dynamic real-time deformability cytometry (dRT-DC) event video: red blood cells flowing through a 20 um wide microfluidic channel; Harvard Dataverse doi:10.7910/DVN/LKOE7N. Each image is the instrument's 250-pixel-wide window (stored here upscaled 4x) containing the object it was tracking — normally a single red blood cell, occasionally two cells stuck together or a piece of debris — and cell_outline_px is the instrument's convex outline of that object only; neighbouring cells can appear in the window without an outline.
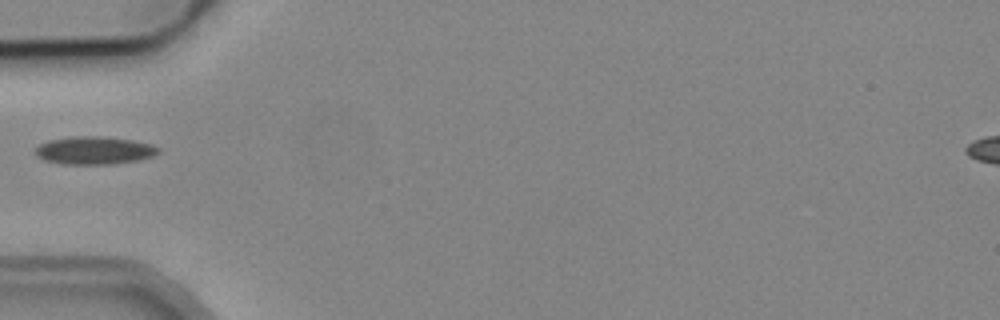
{"species": "common noctule bat (a hibernating species)", "species_latin": "Nyctalus noctula", "temperature_condition": "cold", "stored_images_in_passage": 36, "camera_frame_rate_fps": 3000, "um_per_image_px": 0.085, "animal": {"sex": "male", "body_mass_g": 19.2, "forearm_length_mm": 51.8}, "frame": {"image": 1, "passage_image": 1, "time_ms": 0.0, "image_size_px": [1000, 320], "cell_outline_px": [[160, 152], [152, 156], [140, 160], [112, 164], [60, 164], [44, 160], [36, 156], [36, 148], [40, 144], [48, 140], [72, 136], [100, 136], [132, 140], [152, 144], [160, 148]], "centroid_in_image_um": [8.02, 12.79], "position_along_channel_um": 77.0, "area_um2": 20.11}}
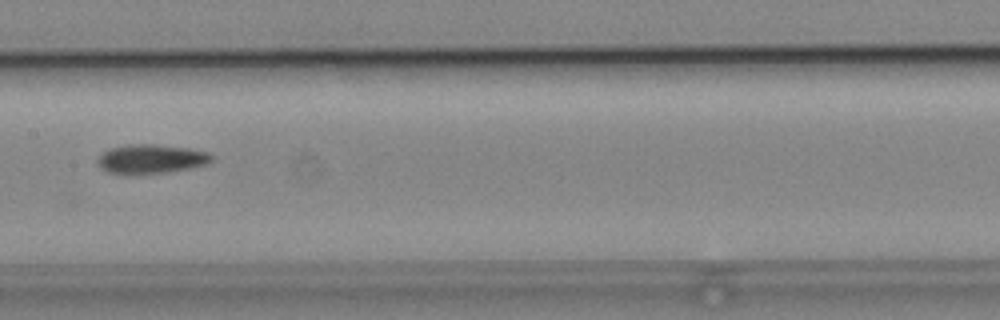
{"frame": {"image": 2, "passage_image": 10, "time_ms": 3.0, "image_size_px": [1000, 320], "cell_outline_px": [[212, 160], [204, 164], [192, 168], [168, 172], [128, 176], [108, 172], [100, 168], [96, 164], [96, 160], [108, 148], [128, 144], [152, 144], [188, 148], [208, 152], [212, 156]], "centroid_in_image_um": [12.77, 13.53], "position_along_channel_um": 194.6, "area_um2": 19.77}}
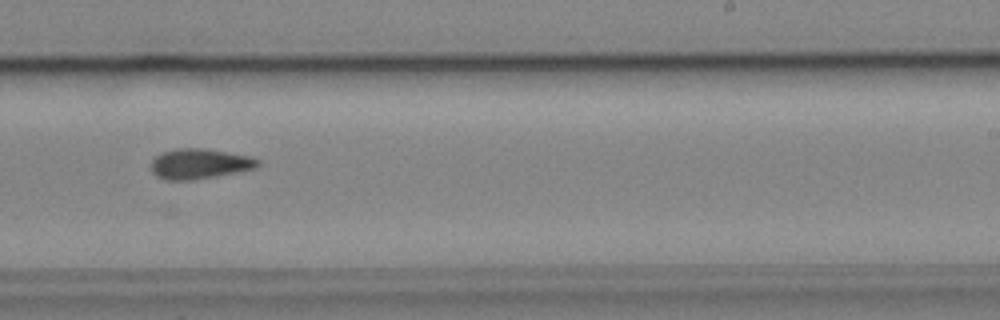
{"frame": {"image": 3, "passage_image": 16, "time_ms": 5.0, "image_size_px": [1000, 320], "cell_outline_px": [[260, 164], [256, 168], [216, 176], [192, 180], [164, 180], [156, 176], [152, 172], [152, 160], [160, 152], [176, 148], [204, 148], [252, 156], [260, 160]], "centroid_in_image_um": [16.96, 13.91], "position_along_channel_um": 272.0, "area_um2": 18.96}}